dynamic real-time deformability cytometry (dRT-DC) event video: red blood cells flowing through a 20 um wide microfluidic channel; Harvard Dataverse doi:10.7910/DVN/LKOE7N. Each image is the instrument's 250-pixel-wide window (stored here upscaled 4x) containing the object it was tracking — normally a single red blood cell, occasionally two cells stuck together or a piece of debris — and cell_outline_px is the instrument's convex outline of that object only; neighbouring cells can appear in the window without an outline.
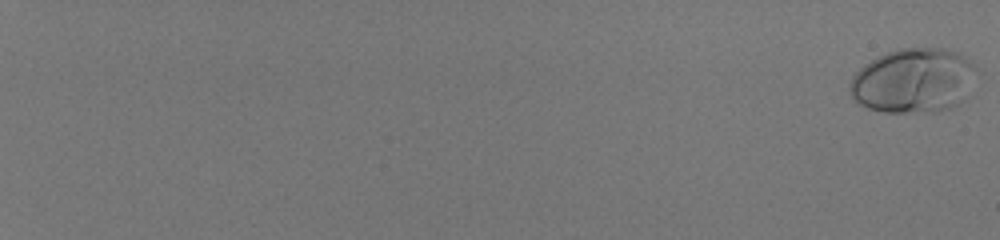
{"species": "human", "species_latin": "Homo sapiens", "temperature_condition": "room temperature", "stored_images_in_passage": 29, "camera_frame_rate_fps": 3000, "um_per_image_px": 0.085, "donor": {"sex": "male"}, "frame": {"image": 1, "passage_image": 1, "time_ms": 0.0, "image_size_px": [1000, 240], "cell_outline_px": [[980, 72], [964, 100], [948, 108], [936, 112], [884, 112], [868, 108], [856, 104], [852, 100], [848, 88], [852, 76], [864, 64], [888, 52], [900, 48], [940, 48], [960, 52]], "centroid_in_image_um": [77.65, 6.86], "position_along_channel_um": 7.3, "area_um2": 48.26}}
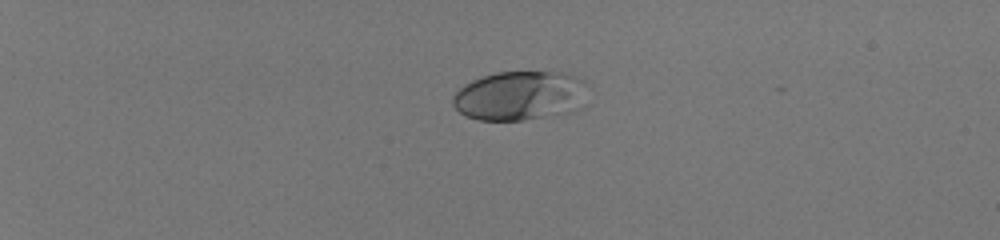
{"frame": {"image": 2, "passage_image": 18, "time_ms": 5.667, "image_size_px": [1000, 240], "cell_outline_px": [[584, 80], [580, 108], [568, 112], [520, 120], [476, 120], [464, 116], [452, 104], [452, 96], [464, 84], [472, 80], [496, 72], [564, 72], [576, 76]], "centroid_in_image_um": [44.11, 8.13], "position_along_channel_um": 40.9, "area_um2": 38.38}}
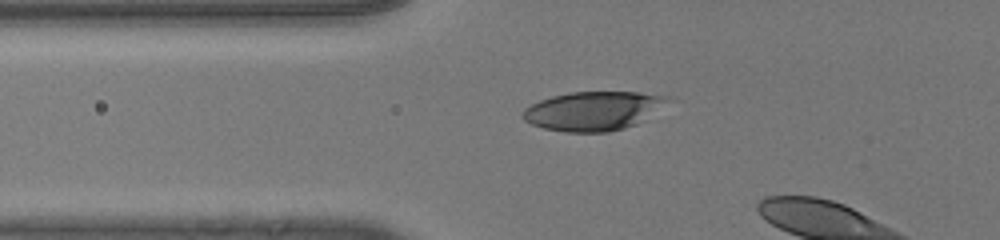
{"frame": {"image": 3, "passage_image": 27, "time_ms": 8.667, "image_size_px": [1000, 240], "cell_outline_px": [[672, 96], [668, 100], [636, 124], [624, 128], [608, 132], [564, 132], [544, 128], [532, 124], [524, 120], [520, 116], [520, 112], [524, 108], [540, 100], [552, 96], [572, 92], [636, 92]], "centroid_in_image_um": [50.34, 9.43], "position_along_channel_um": 75.5, "area_um2": 32.54}}